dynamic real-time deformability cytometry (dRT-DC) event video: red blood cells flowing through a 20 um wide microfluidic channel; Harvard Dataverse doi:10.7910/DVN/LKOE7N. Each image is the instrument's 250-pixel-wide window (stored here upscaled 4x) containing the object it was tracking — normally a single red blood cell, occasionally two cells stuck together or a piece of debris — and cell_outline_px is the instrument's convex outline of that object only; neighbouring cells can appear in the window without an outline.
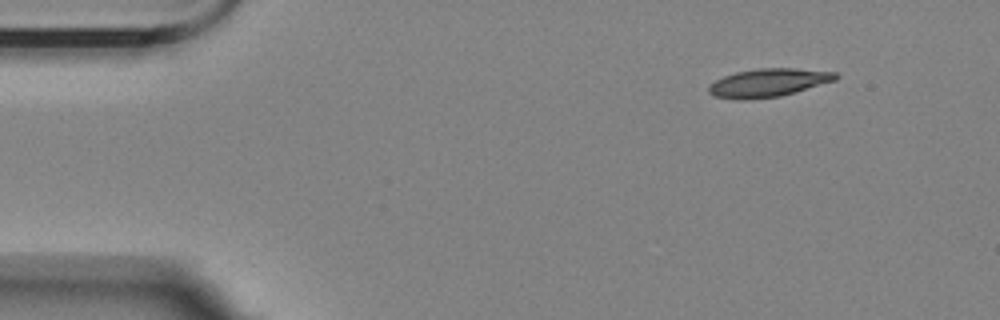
{"species": "Egyptian fruit bat (a non-hibernating species)", "species_latin": "Rousettus aegyptiacus", "temperature_condition": "room temperature", "stored_images_in_passage": 5, "segment_of_instrument_passage": [1, 2], "camera_frame_rate_fps": 3000, "um_per_image_px": 0.085, "animal": {"sex": "female"}, "frame": {"image": 1, "passage_image": 1, "time_ms": 0.0, "image_size_px": [1000, 320], "cell_outline_px": [[840, 76], [836, 80], [780, 96], [744, 100], [736, 100], [712, 96], [708, 92], [708, 88], [716, 80], [724, 76], [736, 72], [760, 68], [796, 68], [836, 72]], "centroid_in_image_um": [65.3, 7.03], "position_along_channel_um": 19.7, "area_um2": 20.87}}
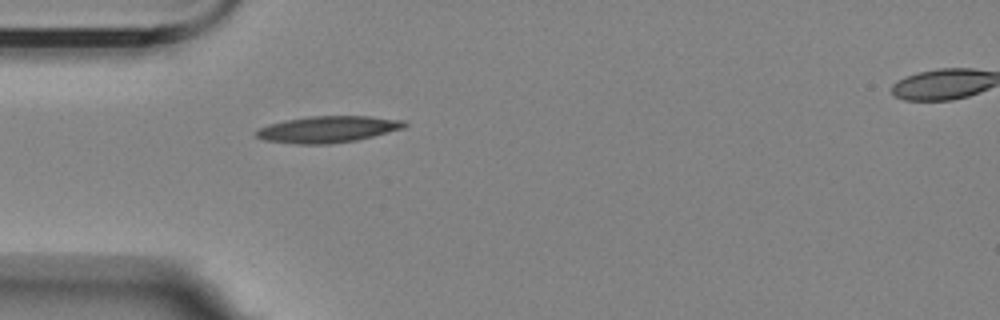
{"frame": {"image": 2, "passage_image": 4, "time_ms": 3.333, "image_size_px": [1000, 320], "cell_outline_px": [[408, 124], [404, 128], [356, 140], [328, 144], [296, 144], [264, 140], [256, 136], [256, 132], [260, 128], [268, 124], [284, 120], [308, 116], [368, 116], [404, 120]], "centroid_in_image_um": [27.86, 10.98], "position_along_channel_um": 57.1, "area_um2": 22.83}}